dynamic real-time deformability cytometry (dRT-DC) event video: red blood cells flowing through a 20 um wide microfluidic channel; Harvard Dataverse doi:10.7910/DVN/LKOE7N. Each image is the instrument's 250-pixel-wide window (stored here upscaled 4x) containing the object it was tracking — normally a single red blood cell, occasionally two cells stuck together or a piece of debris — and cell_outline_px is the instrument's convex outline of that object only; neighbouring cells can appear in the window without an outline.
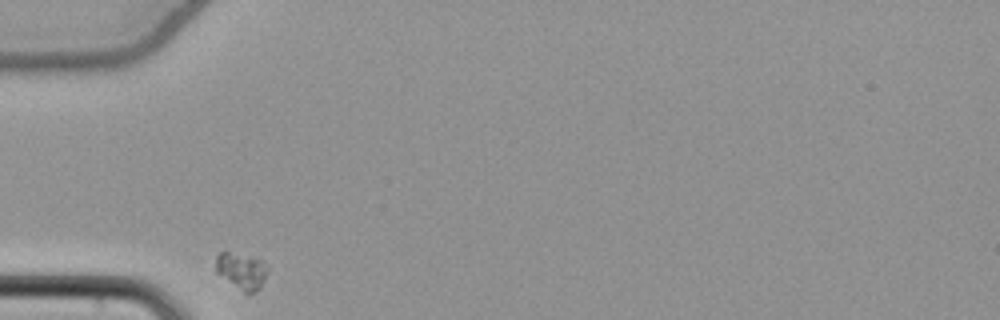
{"species": "common noctule bat (a hibernating species)", "species_latin": "Nyctalus noctula", "temperature_condition": "cold", "stored_images_in_passage": 29, "camera_frame_rate_fps": 3000, "um_per_image_px": 0.085, "animal": {"sex": "female", "body_mass_g": 22.7, "forearm_length_mm": 54.2}, "frame": {"image": 1, "passage_image": 1, "time_ms": 0.0, "image_size_px": [1000, 320], "cell_outline_px": [[268, 272], [260, 288], [252, 292], [244, 292], [216, 272], [216, 256], [220, 252], [228, 252], [252, 256], [264, 260], [268, 268]], "centroid_in_image_um": [20.57, 22.99], "position_along_channel_um": 64.4, "area_um2": 10.92}}
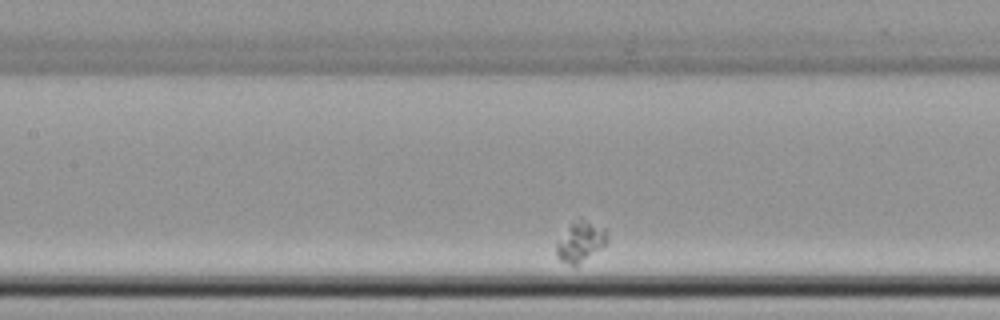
{"frame": {"image": 2, "passage_image": 10, "time_ms": 3.0, "image_size_px": [1000, 320], "cell_outline_px": [[608, 240], [604, 244], [576, 264], [568, 264], [560, 260], [556, 256], [556, 244], [568, 228], [580, 216], [604, 228], [608, 236]], "centroid_in_image_um": [49.33, 20.49], "position_along_channel_um": 158.1, "area_um2": 11.33}}
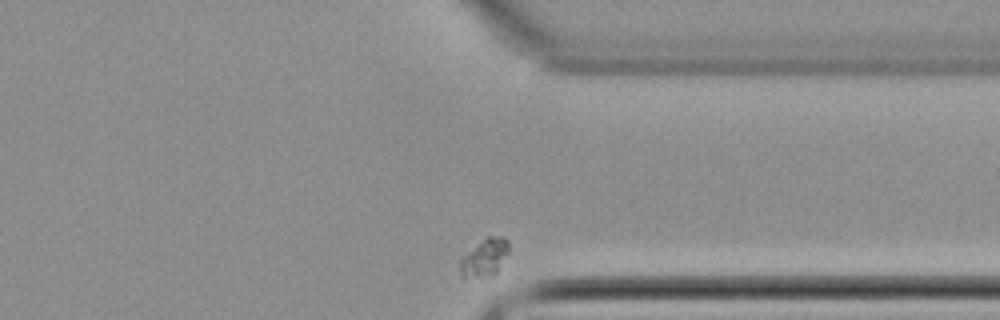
{"frame": {"image": 3, "passage_image": 29, "time_ms": 9.333, "image_size_px": [1000, 320], "cell_outline_px": [[508, 252], [496, 272], [480, 276], [460, 276], [460, 256], [488, 236], [504, 236], [508, 240]], "centroid_in_image_um": [41.17, 21.84], "position_along_channel_um": 370.2, "area_um2": 10.35}}